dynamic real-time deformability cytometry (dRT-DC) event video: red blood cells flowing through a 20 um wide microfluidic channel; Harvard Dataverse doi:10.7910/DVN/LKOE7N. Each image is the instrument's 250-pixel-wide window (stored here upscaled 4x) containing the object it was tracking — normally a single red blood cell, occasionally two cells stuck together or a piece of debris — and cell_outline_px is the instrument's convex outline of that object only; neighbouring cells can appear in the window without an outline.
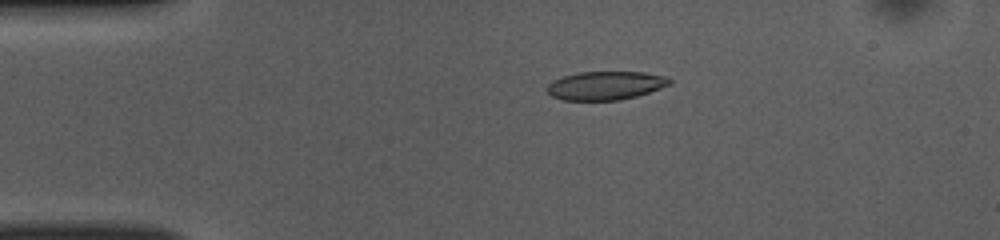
{"species": "common noctule bat (a hibernating species)", "species_latin": "Nyctalus noctula", "temperature_condition": "room temperature", "stored_images_in_passage": 50, "camera_frame_rate_fps": 3000, "um_per_image_px": 0.085, "animal": {"sex": "female", "body_mass_g": 10.0, "forearm_length_mm": 53.1}, "frame": {"image": 1, "passage_image": 10, "time_ms": 3.0, "image_size_px": [1000, 240], "cell_outline_px": [[672, 84], [636, 96], [620, 100], [560, 100], [552, 96], [544, 88], [552, 80], [576, 72], [644, 72], [668, 76], [672, 80]], "centroid_in_image_um": [51.46, 7.26], "position_along_channel_um": 33.5, "area_um2": 20.58}}
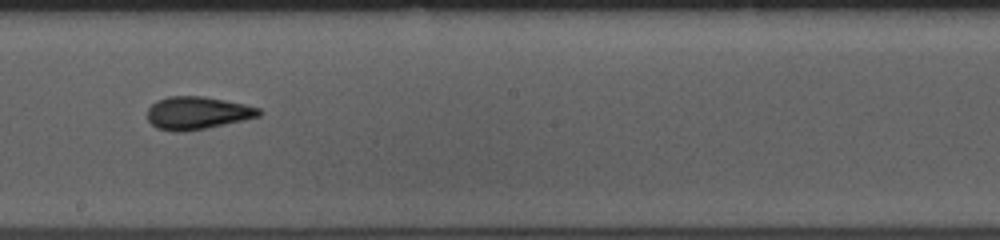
{"frame": {"image": 2, "passage_image": 28, "time_ms": 9.0, "image_size_px": [1000, 240], "cell_outline_px": [[264, 112], [260, 116], [244, 120], [184, 132], [176, 132], [156, 128], [148, 120], [148, 108], [156, 100], [168, 96], [204, 96], [244, 104], [260, 108]], "centroid_in_image_um": [16.77, 9.6], "position_along_channel_um": 231.4, "area_um2": 21.33}}
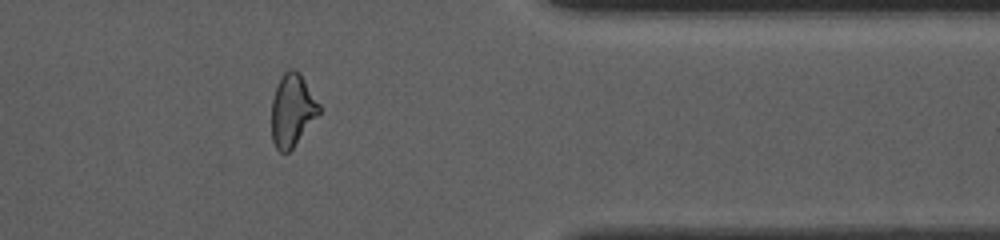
{"frame": {"image": 3, "passage_image": 41, "time_ms": 13.333, "image_size_px": [1000, 240], "cell_outline_px": [[320, 112], [292, 148], [288, 152], [280, 152], [276, 148], [272, 140], [272, 100], [276, 84], [280, 76], [288, 68], [292, 68], [300, 72], [320, 104]], "centroid_in_image_um": [24.83, 9.32], "position_along_channel_um": 386.6, "area_um2": 20.06}, "authors_computed_cell_mechanics": {"area_um2": 21.0392, "velocity_mm_per_s": 3.9548, "shape_relaxation_time_tau1_ms": null, "shape_relaxation_time_tau2_ms": 2.4223, "deformation_change_tau1": null, "deformation_change_tau2": 0.0843}}